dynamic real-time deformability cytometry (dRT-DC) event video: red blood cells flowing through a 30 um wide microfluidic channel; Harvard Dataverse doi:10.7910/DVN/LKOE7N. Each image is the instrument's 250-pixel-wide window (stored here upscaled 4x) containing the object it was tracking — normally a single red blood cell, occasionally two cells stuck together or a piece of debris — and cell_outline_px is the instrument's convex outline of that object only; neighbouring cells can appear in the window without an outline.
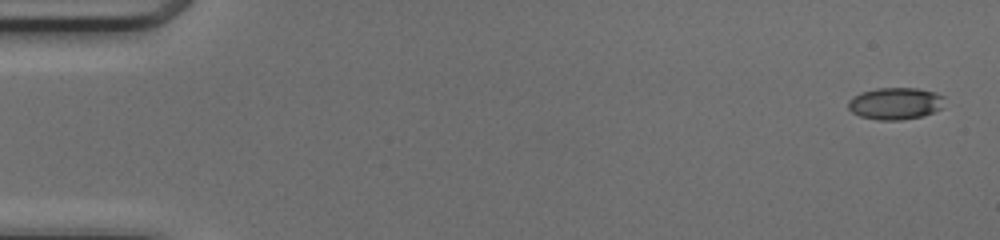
{"species": "common noctule bat (a hibernating species)", "species_latin": "Nyctalus noctula", "temperature_condition": "cold", "stored_images_in_passage": 49, "camera_frame_rate_fps": 3000, "um_per_image_px": 0.085, "animal": {"sex": "female", "body_mass_g": 17.0, "forearm_length_mm": 48.0}, "frame": {"image": 1, "passage_image": 1, "time_ms": 0.0, "image_size_px": [1000, 240], "cell_outline_px": [[944, 108], [924, 116], [900, 120], [880, 120], [860, 116], [852, 112], [848, 108], [848, 100], [852, 96], [860, 92], [876, 88], [916, 88], [936, 92], [944, 96]], "centroid_in_image_um": [76.12, 8.79], "position_along_channel_um": 8.9, "area_um2": 18.26}}
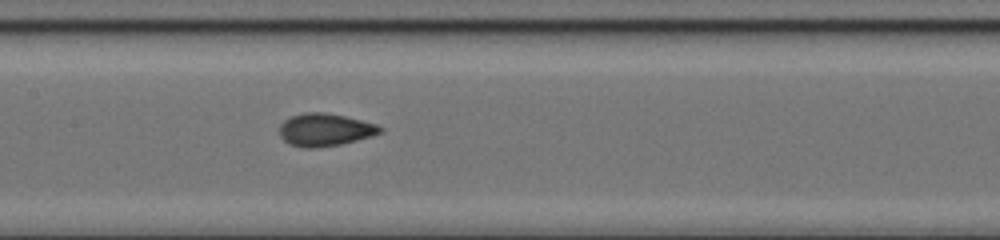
{"frame": {"image": 2, "passage_image": 24, "time_ms": 7.667, "image_size_px": [1000, 240], "cell_outline_px": [[384, 132], [372, 136], [340, 144], [316, 148], [308, 148], [288, 144], [280, 136], [280, 124], [284, 120], [292, 116], [304, 112], [324, 112], [344, 116], [376, 124], [384, 128]], "centroid_in_image_um": [27.63, 11.03], "position_along_channel_um": 179.8, "area_um2": 19.13}}
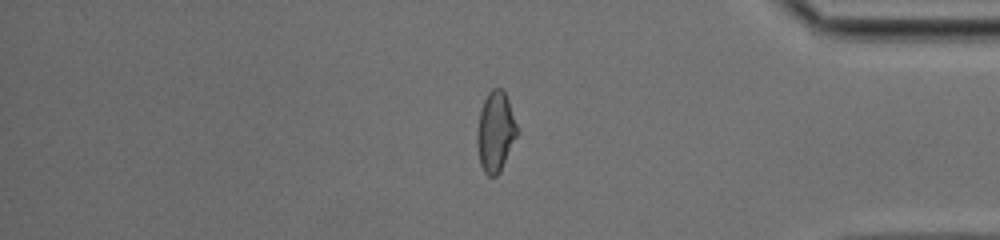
{"frame": {"image": 3, "passage_image": 41, "time_ms": 13.333, "image_size_px": [1000, 240], "cell_outline_px": [[516, 136], [500, 172], [496, 176], [488, 176], [484, 172], [480, 164], [476, 140], [476, 132], [480, 108], [488, 92], [492, 88], [500, 88], [504, 92], [508, 100], [516, 124]], "centroid_in_image_um": [42.07, 11.2], "position_along_channel_um": 393.1, "area_um2": 18.5}, "authors_computed_cell_mechanics": {"area_um2": 18.6116, "velocity_mm_per_s": 4.2069, "shape_relaxation_time_tau1_ms": 5.2376, "shape_relaxation_time_tau2_ms": 0.5992, "deformation_change_tau1": 0.1495, "deformation_change_tau2": 0.0421}}